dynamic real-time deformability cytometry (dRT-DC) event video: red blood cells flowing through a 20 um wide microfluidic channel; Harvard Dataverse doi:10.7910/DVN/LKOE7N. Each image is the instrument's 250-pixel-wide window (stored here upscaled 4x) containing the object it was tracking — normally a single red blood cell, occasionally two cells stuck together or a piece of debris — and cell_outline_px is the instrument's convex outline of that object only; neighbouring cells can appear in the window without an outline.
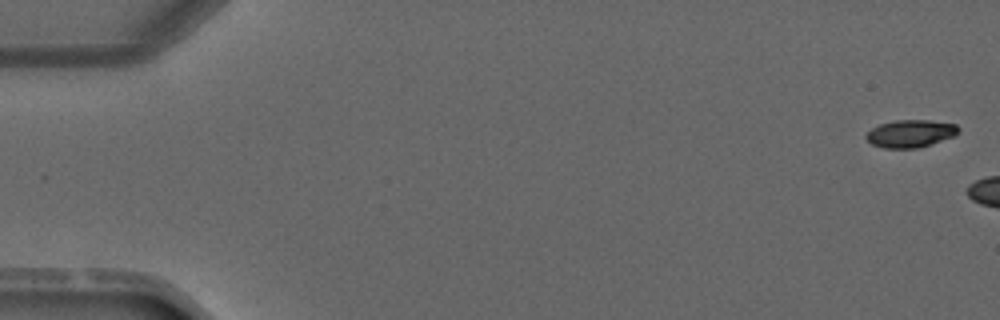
{"species": "common noctule bat (a hibernating species)", "species_latin": "Nyctalus noctula", "temperature_condition": "warm", "stored_images_in_passage": 3, "camera_frame_rate_fps": 3000, "um_per_image_px": 0.085, "animal": {"sex": "male", "forearm_length_mm": 52.5}, "frame": {"image": 1, "passage_image": 1, "time_ms": 0.0, "image_size_px": [1000, 320], "cell_outline_px": [[960, 128], [952, 136], [916, 148], [884, 148], [872, 144], [864, 136], [872, 128], [880, 124], [896, 120], [928, 120], [956, 124]], "centroid_in_image_um": [77.34, 11.34], "position_along_channel_um": 7.7, "area_um2": 14.45}}